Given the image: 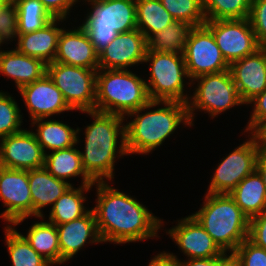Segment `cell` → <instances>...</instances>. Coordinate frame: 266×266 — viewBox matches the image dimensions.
<instances>
[{"mask_svg":"<svg viewBox=\"0 0 266 266\" xmlns=\"http://www.w3.org/2000/svg\"><path fill=\"white\" fill-rule=\"evenodd\" d=\"M2 167V165H1V153H0V168Z\"/></svg>","mask_w":266,"mask_h":266,"instance_id":"cell-46","label":"cell"},{"mask_svg":"<svg viewBox=\"0 0 266 266\" xmlns=\"http://www.w3.org/2000/svg\"><path fill=\"white\" fill-rule=\"evenodd\" d=\"M54 62L92 70L99 69V56L81 26L74 30L63 28Z\"/></svg>","mask_w":266,"mask_h":266,"instance_id":"cell-20","label":"cell"},{"mask_svg":"<svg viewBox=\"0 0 266 266\" xmlns=\"http://www.w3.org/2000/svg\"><path fill=\"white\" fill-rule=\"evenodd\" d=\"M147 62L151 64L150 77L145 81L149 99L187 103L189 94L187 95L184 86H191V82H184V78L190 79L183 54L147 51L144 63Z\"/></svg>","mask_w":266,"mask_h":266,"instance_id":"cell-7","label":"cell"},{"mask_svg":"<svg viewBox=\"0 0 266 266\" xmlns=\"http://www.w3.org/2000/svg\"><path fill=\"white\" fill-rule=\"evenodd\" d=\"M21 110L11 95L0 92V139L23 130Z\"/></svg>","mask_w":266,"mask_h":266,"instance_id":"cell-35","label":"cell"},{"mask_svg":"<svg viewBox=\"0 0 266 266\" xmlns=\"http://www.w3.org/2000/svg\"><path fill=\"white\" fill-rule=\"evenodd\" d=\"M204 25L212 32L222 56L229 65L260 48L249 18L206 20Z\"/></svg>","mask_w":266,"mask_h":266,"instance_id":"cell-12","label":"cell"},{"mask_svg":"<svg viewBox=\"0 0 266 266\" xmlns=\"http://www.w3.org/2000/svg\"><path fill=\"white\" fill-rule=\"evenodd\" d=\"M0 73L13 79L19 90L41 79L47 73V64L42 60L13 50L0 51Z\"/></svg>","mask_w":266,"mask_h":266,"instance_id":"cell-22","label":"cell"},{"mask_svg":"<svg viewBox=\"0 0 266 266\" xmlns=\"http://www.w3.org/2000/svg\"><path fill=\"white\" fill-rule=\"evenodd\" d=\"M19 93L24 100L31 121L50 118L65 111H73L47 73L41 79L20 88Z\"/></svg>","mask_w":266,"mask_h":266,"instance_id":"cell-16","label":"cell"},{"mask_svg":"<svg viewBox=\"0 0 266 266\" xmlns=\"http://www.w3.org/2000/svg\"><path fill=\"white\" fill-rule=\"evenodd\" d=\"M148 266H178L177 261L169 254V252H160L157 255H154Z\"/></svg>","mask_w":266,"mask_h":266,"instance_id":"cell-43","label":"cell"},{"mask_svg":"<svg viewBox=\"0 0 266 266\" xmlns=\"http://www.w3.org/2000/svg\"><path fill=\"white\" fill-rule=\"evenodd\" d=\"M249 21L259 46L266 48V0H252Z\"/></svg>","mask_w":266,"mask_h":266,"instance_id":"cell-38","label":"cell"},{"mask_svg":"<svg viewBox=\"0 0 266 266\" xmlns=\"http://www.w3.org/2000/svg\"><path fill=\"white\" fill-rule=\"evenodd\" d=\"M159 105H164L160 107ZM150 110L151 108H156ZM146 110V112H145ZM149 110V111H147ZM145 113H142V112ZM142 113V114H140ZM133 118L125 124L126 150L130 154H148L172 135L181 123L192 125L187 104L176 101H149L146 105L128 113Z\"/></svg>","mask_w":266,"mask_h":266,"instance_id":"cell-3","label":"cell"},{"mask_svg":"<svg viewBox=\"0 0 266 266\" xmlns=\"http://www.w3.org/2000/svg\"><path fill=\"white\" fill-rule=\"evenodd\" d=\"M176 224L166 233L188 259L212 258L225 254L192 215L178 220Z\"/></svg>","mask_w":266,"mask_h":266,"instance_id":"cell-17","label":"cell"},{"mask_svg":"<svg viewBox=\"0 0 266 266\" xmlns=\"http://www.w3.org/2000/svg\"><path fill=\"white\" fill-rule=\"evenodd\" d=\"M183 56L190 80L229 70L212 32L205 25L191 29Z\"/></svg>","mask_w":266,"mask_h":266,"instance_id":"cell-11","label":"cell"},{"mask_svg":"<svg viewBox=\"0 0 266 266\" xmlns=\"http://www.w3.org/2000/svg\"><path fill=\"white\" fill-rule=\"evenodd\" d=\"M0 199L6 206L0 218L9 225L17 226L33 216L28 170L0 168Z\"/></svg>","mask_w":266,"mask_h":266,"instance_id":"cell-13","label":"cell"},{"mask_svg":"<svg viewBox=\"0 0 266 266\" xmlns=\"http://www.w3.org/2000/svg\"><path fill=\"white\" fill-rule=\"evenodd\" d=\"M1 165L4 168L33 170L43 168L45 153L33 131L25 130L0 139Z\"/></svg>","mask_w":266,"mask_h":266,"instance_id":"cell-14","label":"cell"},{"mask_svg":"<svg viewBox=\"0 0 266 266\" xmlns=\"http://www.w3.org/2000/svg\"><path fill=\"white\" fill-rule=\"evenodd\" d=\"M248 104H253L250 120L244 132L251 134L261 123L266 121V89L256 95Z\"/></svg>","mask_w":266,"mask_h":266,"instance_id":"cell-39","label":"cell"},{"mask_svg":"<svg viewBox=\"0 0 266 266\" xmlns=\"http://www.w3.org/2000/svg\"><path fill=\"white\" fill-rule=\"evenodd\" d=\"M229 70L241 100L247 105L266 89V48L260 47L253 54L232 62Z\"/></svg>","mask_w":266,"mask_h":266,"instance_id":"cell-18","label":"cell"},{"mask_svg":"<svg viewBox=\"0 0 266 266\" xmlns=\"http://www.w3.org/2000/svg\"><path fill=\"white\" fill-rule=\"evenodd\" d=\"M95 184L97 199L92 210L102 242L120 245L158 237L163 220L133 196L108 185V181Z\"/></svg>","mask_w":266,"mask_h":266,"instance_id":"cell-1","label":"cell"},{"mask_svg":"<svg viewBox=\"0 0 266 266\" xmlns=\"http://www.w3.org/2000/svg\"><path fill=\"white\" fill-rule=\"evenodd\" d=\"M147 50L148 41L140 30L119 33L98 55L99 69L128 70L144 62Z\"/></svg>","mask_w":266,"mask_h":266,"instance_id":"cell-15","label":"cell"},{"mask_svg":"<svg viewBox=\"0 0 266 266\" xmlns=\"http://www.w3.org/2000/svg\"><path fill=\"white\" fill-rule=\"evenodd\" d=\"M29 186L33 203V216L43 217V209L52 206L71 186L70 182L51 175L44 167L28 170Z\"/></svg>","mask_w":266,"mask_h":266,"instance_id":"cell-23","label":"cell"},{"mask_svg":"<svg viewBox=\"0 0 266 266\" xmlns=\"http://www.w3.org/2000/svg\"><path fill=\"white\" fill-rule=\"evenodd\" d=\"M5 242L12 266H51L52 264L42 255L38 254L19 233L15 226L7 225L5 228Z\"/></svg>","mask_w":266,"mask_h":266,"instance_id":"cell-31","label":"cell"},{"mask_svg":"<svg viewBox=\"0 0 266 266\" xmlns=\"http://www.w3.org/2000/svg\"><path fill=\"white\" fill-rule=\"evenodd\" d=\"M229 194L249 219L266 210V187L256 170Z\"/></svg>","mask_w":266,"mask_h":266,"instance_id":"cell-26","label":"cell"},{"mask_svg":"<svg viewBox=\"0 0 266 266\" xmlns=\"http://www.w3.org/2000/svg\"><path fill=\"white\" fill-rule=\"evenodd\" d=\"M65 19L54 18L42 29L26 34H18L16 49L27 56L42 60L45 64L54 62L58 39L62 28L57 26Z\"/></svg>","mask_w":266,"mask_h":266,"instance_id":"cell-21","label":"cell"},{"mask_svg":"<svg viewBox=\"0 0 266 266\" xmlns=\"http://www.w3.org/2000/svg\"><path fill=\"white\" fill-rule=\"evenodd\" d=\"M43 222H35L29 227L25 239L30 246L52 266L61 264V253L58 241V231L55 224L44 222V216L40 217Z\"/></svg>","mask_w":266,"mask_h":266,"instance_id":"cell-28","label":"cell"},{"mask_svg":"<svg viewBox=\"0 0 266 266\" xmlns=\"http://www.w3.org/2000/svg\"><path fill=\"white\" fill-rule=\"evenodd\" d=\"M235 266H266V249H263L248 238L231 254Z\"/></svg>","mask_w":266,"mask_h":266,"instance_id":"cell-36","label":"cell"},{"mask_svg":"<svg viewBox=\"0 0 266 266\" xmlns=\"http://www.w3.org/2000/svg\"><path fill=\"white\" fill-rule=\"evenodd\" d=\"M176 21H184L193 27L204 25L206 18L202 0H160Z\"/></svg>","mask_w":266,"mask_h":266,"instance_id":"cell-34","label":"cell"},{"mask_svg":"<svg viewBox=\"0 0 266 266\" xmlns=\"http://www.w3.org/2000/svg\"><path fill=\"white\" fill-rule=\"evenodd\" d=\"M169 254L177 261L178 266H229L232 263V255L227 253L212 258L187 259L184 262L178 259L177 255Z\"/></svg>","mask_w":266,"mask_h":266,"instance_id":"cell-41","label":"cell"},{"mask_svg":"<svg viewBox=\"0 0 266 266\" xmlns=\"http://www.w3.org/2000/svg\"><path fill=\"white\" fill-rule=\"evenodd\" d=\"M92 8L80 25L99 55L119 33L137 29L136 0H83Z\"/></svg>","mask_w":266,"mask_h":266,"instance_id":"cell-6","label":"cell"},{"mask_svg":"<svg viewBox=\"0 0 266 266\" xmlns=\"http://www.w3.org/2000/svg\"><path fill=\"white\" fill-rule=\"evenodd\" d=\"M203 206L192 214L219 248L232 254L248 238L249 218L230 194H205Z\"/></svg>","mask_w":266,"mask_h":266,"instance_id":"cell-4","label":"cell"},{"mask_svg":"<svg viewBox=\"0 0 266 266\" xmlns=\"http://www.w3.org/2000/svg\"><path fill=\"white\" fill-rule=\"evenodd\" d=\"M136 21L137 29L148 41L155 33L173 23L175 19L160 0H136Z\"/></svg>","mask_w":266,"mask_h":266,"instance_id":"cell-29","label":"cell"},{"mask_svg":"<svg viewBox=\"0 0 266 266\" xmlns=\"http://www.w3.org/2000/svg\"><path fill=\"white\" fill-rule=\"evenodd\" d=\"M94 185H82L78 188L73 185L61 195L52 205L48 222L60 225L84 216L90 209L85 208V193Z\"/></svg>","mask_w":266,"mask_h":266,"instance_id":"cell-27","label":"cell"},{"mask_svg":"<svg viewBox=\"0 0 266 266\" xmlns=\"http://www.w3.org/2000/svg\"><path fill=\"white\" fill-rule=\"evenodd\" d=\"M248 239L255 245L266 249V210L249 219Z\"/></svg>","mask_w":266,"mask_h":266,"instance_id":"cell-40","label":"cell"},{"mask_svg":"<svg viewBox=\"0 0 266 266\" xmlns=\"http://www.w3.org/2000/svg\"><path fill=\"white\" fill-rule=\"evenodd\" d=\"M256 171L266 187V148H259L256 162Z\"/></svg>","mask_w":266,"mask_h":266,"instance_id":"cell-44","label":"cell"},{"mask_svg":"<svg viewBox=\"0 0 266 266\" xmlns=\"http://www.w3.org/2000/svg\"><path fill=\"white\" fill-rule=\"evenodd\" d=\"M44 168L54 177L64 180L71 177H82V185H95V182L86 174L79 149L75 145L69 148L49 151L45 154Z\"/></svg>","mask_w":266,"mask_h":266,"instance_id":"cell-25","label":"cell"},{"mask_svg":"<svg viewBox=\"0 0 266 266\" xmlns=\"http://www.w3.org/2000/svg\"><path fill=\"white\" fill-rule=\"evenodd\" d=\"M195 81L198 84L186 103L192 125L195 110L206 111L214 118L230 108L245 104L236 89L230 70L203 75L190 82L193 85Z\"/></svg>","mask_w":266,"mask_h":266,"instance_id":"cell-8","label":"cell"},{"mask_svg":"<svg viewBox=\"0 0 266 266\" xmlns=\"http://www.w3.org/2000/svg\"><path fill=\"white\" fill-rule=\"evenodd\" d=\"M82 113L94 118L85 128L84 151L79 150L82 166L94 182L113 181L116 157L128 155L123 123L126 119L118 114L95 110Z\"/></svg>","mask_w":266,"mask_h":266,"instance_id":"cell-2","label":"cell"},{"mask_svg":"<svg viewBox=\"0 0 266 266\" xmlns=\"http://www.w3.org/2000/svg\"><path fill=\"white\" fill-rule=\"evenodd\" d=\"M44 8L53 18H68L71 8L79 0H40Z\"/></svg>","mask_w":266,"mask_h":266,"instance_id":"cell-42","label":"cell"},{"mask_svg":"<svg viewBox=\"0 0 266 266\" xmlns=\"http://www.w3.org/2000/svg\"><path fill=\"white\" fill-rule=\"evenodd\" d=\"M248 138L219 163L206 193L229 194L246 176L256 170L259 146L252 134Z\"/></svg>","mask_w":266,"mask_h":266,"instance_id":"cell-10","label":"cell"},{"mask_svg":"<svg viewBox=\"0 0 266 266\" xmlns=\"http://www.w3.org/2000/svg\"><path fill=\"white\" fill-rule=\"evenodd\" d=\"M252 0H202L206 20L249 18Z\"/></svg>","mask_w":266,"mask_h":266,"instance_id":"cell-33","label":"cell"},{"mask_svg":"<svg viewBox=\"0 0 266 266\" xmlns=\"http://www.w3.org/2000/svg\"><path fill=\"white\" fill-rule=\"evenodd\" d=\"M39 118L31 121V126H36V132H33L37 142L41 145L44 153L65 149L79 143L80 129L71 128L62 121L52 120L50 118Z\"/></svg>","mask_w":266,"mask_h":266,"instance_id":"cell-24","label":"cell"},{"mask_svg":"<svg viewBox=\"0 0 266 266\" xmlns=\"http://www.w3.org/2000/svg\"><path fill=\"white\" fill-rule=\"evenodd\" d=\"M16 38H18L17 6L14 0H4L0 3V42L4 44Z\"/></svg>","mask_w":266,"mask_h":266,"instance_id":"cell-37","label":"cell"},{"mask_svg":"<svg viewBox=\"0 0 266 266\" xmlns=\"http://www.w3.org/2000/svg\"><path fill=\"white\" fill-rule=\"evenodd\" d=\"M56 228L58 231L61 264L73 258L85 246V243H103L92 209L80 218L56 225Z\"/></svg>","mask_w":266,"mask_h":266,"instance_id":"cell-19","label":"cell"},{"mask_svg":"<svg viewBox=\"0 0 266 266\" xmlns=\"http://www.w3.org/2000/svg\"><path fill=\"white\" fill-rule=\"evenodd\" d=\"M17 6L18 34L42 29L52 19L40 0H14Z\"/></svg>","mask_w":266,"mask_h":266,"instance_id":"cell-32","label":"cell"},{"mask_svg":"<svg viewBox=\"0 0 266 266\" xmlns=\"http://www.w3.org/2000/svg\"><path fill=\"white\" fill-rule=\"evenodd\" d=\"M97 71L58 62L47 64L48 76L69 107L81 112L95 110Z\"/></svg>","mask_w":266,"mask_h":266,"instance_id":"cell-9","label":"cell"},{"mask_svg":"<svg viewBox=\"0 0 266 266\" xmlns=\"http://www.w3.org/2000/svg\"><path fill=\"white\" fill-rule=\"evenodd\" d=\"M145 81L130 70L98 69L95 111L126 118L151 101Z\"/></svg>","mask_w":266,"mask_h":266,"instance_id":"cell-5","label":"cell"},{"mask_svg":"<svg viewBox=\"0 0 266 266\" xmlns=\"http://www.w3.org/2000/svg\"><path fill=\"white\" fill-rule=\"evenodd\" d=\"M259 148H266V121L261 123L252 133Z\"/></svg>","mask_w":266,"mask_h":266,"instance_id":"cell-45","label":"cell"},{"mask_svg":"<svg viewBox=\"0 0 266 266\" xmlns=\"http://www.w3.org/2000/svg\"><path fill=\"white\" fill-rule=\"evenodd\" d=\"M192 28L193 26L189 23L175 20L148 40L147 51L184 54Z\"/></svg>","mask_w":266,"mask_h":266,"instance_id":"cell-30","label":"cell"}]
</instances>
